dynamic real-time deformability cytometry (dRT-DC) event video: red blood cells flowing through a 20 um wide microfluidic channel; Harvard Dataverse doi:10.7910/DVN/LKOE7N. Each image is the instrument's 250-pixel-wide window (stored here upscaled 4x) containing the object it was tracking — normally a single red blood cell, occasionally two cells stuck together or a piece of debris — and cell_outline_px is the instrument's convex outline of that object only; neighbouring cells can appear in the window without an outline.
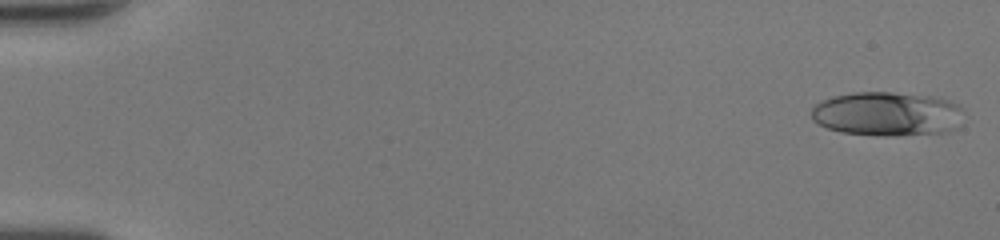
{"species": "human", "species_latin": "Homo sapiens", "temperature_condition": "room temperature", "stored_images_in_passage": 49, "camera_frame_rate_fps": 3000, "um_per_image_px": 0.085, "donor": {"sex": "female"}, "frame": {"image": 1, "passage_image": 1, "time_ms": 0.0, "image_size_px": [1000, 240], "cell_outline_px": [[960, 108], [956, 128], [948, 132], [896, 136], [880, 136], [840, 132], [828, 128], [812, 120], [812, 108], [816, 104], [832, 96], [852, 92], [888, 92], [936, 96], [960, 104]], "centroid_in_image_um": [75.38, 9.68], "position_along_channel_um": 9.6, "area_um2": 39.25}}
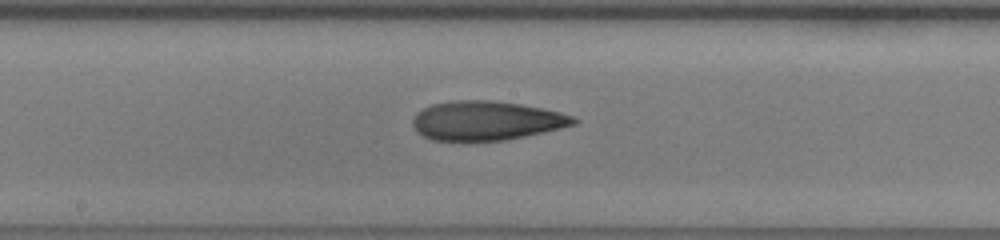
{"frame": {"image": 2, "passage_image": 27, "time_ms": 8.667, "image_size_px": [1000, 240], "cell_outline_px": [[580, 120], [576, 124], [544, 132], [504, 140], [468, 144], [432, 140], [416, 132], [412, 124], [412, 120], [416, 112], [432, 104], [452, 100], [488, 100], [520, 104], [560, 112], [572, 116]], "centroid_in_image_um": [41.27, 10.3], "position_along_channel_um": 206.9, "area_um2": 37.63}}
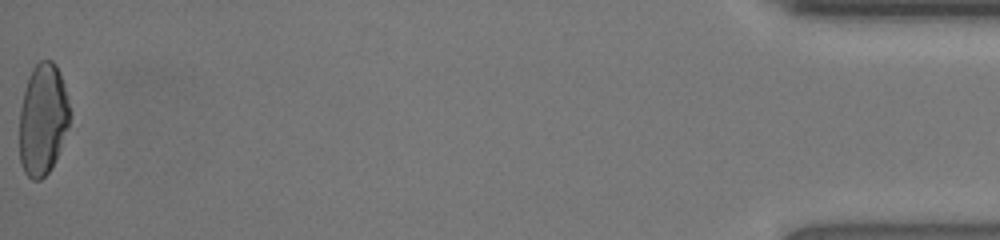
{"frame": {"image": 3, "passage_image": 49, "time_ms": 16.0, "image_size_px": [1000, 240], "cell_outline_px": [[72, 116], [68, 128], [52, 168], [40, 180], [32, 180], [24, 172], [20, 164], [20, 108], [28, 76], [32, 68], [40, 60], [52, 60], [56, 64], [60, 72], [68, 96], [72, 112]], "centroid_in_image_um": [3.66, 10.13], "position_along_channel_um": 431.5, "area_um2": 33.23}, "authors_computed_cell_mechanics": {"area_um2": 36.5296, "velocity_mm_per_s": 4.3343, "shape_relaxation_time_tau1_ms": null, "shape_relaxation_time_tau2_ms": 2.7667, "deformation_change_tau1": null, "deformation_change_tau2": 0.1191}}